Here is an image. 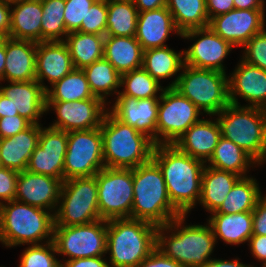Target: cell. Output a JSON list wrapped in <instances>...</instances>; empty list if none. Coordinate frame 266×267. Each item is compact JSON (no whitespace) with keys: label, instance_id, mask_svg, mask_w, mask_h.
<instances>
[{"label":"cell","instance_id":"cell-1","mask_svg":"<svg viewBox=\"0 0 266 267\" xmlns=\"http://www.w3.org/2000/svg\"><path fill=\"white\" fill-rule=\"evenodd\" d=\"M152 159L162 171L172 205L187 215L199 203L206 163L181 152L174 144H156Z\"/></svg>","mask_w":266,"mask_h":267},{"label":"cell","instance_id":"cell-2","mask_svg":"<svg viewBox=\"0 0 266 267\" xmlns=\"http://www.w3.org/2000/svg\"><path fill=\"white\" fill-rule=\"evenodd\" d=\"M186 217L157 226V249L184 267H200L212 259L217 241L209 224L184 226Z\"/></svg>","mask_w":266,"mask_h":267},{"label":"cell","instance_id":"cell-3","mask_svg":"<svg viewBox=\"0 0 266 267\" xmlns=\"http://www.w3.org/2000/svg\"><path fill=\"white\" fill-rule=\"evenodd\" d=\"M157 248V226L138 219L107 221V247L110 267H137Z\"/></svg>","mask_w":266,"mask_h":267},{"label":"cell","instance_id":"cell-4","mask_svg":"<svg viewBox=\"0 0 266 267\" xmlns=\"http://www.w3.org/2000/svg\"><path fill=\"white\" fill-rule=\"evenodd\" d=\"M132 178L134 189L132 219L163 226L182 215L172 205L162 171L152 158L133 168Z\"/></svg>","mask_w":266,"mask_h":267},{"label":"cell","instance_id":"cell-5","mask_svg":"<svg viewBox=\"0 0 266 267\" xmlns=\"http://www.w3.org/2000/svg\"><path fill=\"white\" fill-rule=\"evenodd\" d=\"M54 214L16 200L0 205V242L7 248L53 241Z\"/></svg>","mask_w":266,"mask_h":267},{"label":"cell","instance_id":"cell-6","mask_svg":"<svg viewBox=\"0 0 266 267\" xmlns=\"http://www.w3.org/2000/svg\"><path fill=\"white\" fill-rule=\"evenodd\" d=\"M100 129L105 167L133 169L152 158L154 142L134 127L118 120L109 110Z\"/></svg>","mask_w":266,"mask_h":267},{"label":"cell","instance_id":"cell-7","mask_svg":"<svg viewBox=\"0 0 266 267\" xmlns=\"http://www.w3.org/2000/svg\"><path fill=\"white\" fill-rule=\"evenodd\" d=\"M215 116L221 136L243 149L258 165L266 162V109L229 104Z\"/></svg>","mask_w":266,"mask_h":267},{"label":"cell","instance_id":"cell-8","mask_svg":"<svg viewBox=\"0 0 266 267\" xmlns=\"http://www.w3.org/2000/svg\"><path fill=\"white\" fill-rule=\"evenodd\" d=\"M174 88L210 117L230 104L228 76L224 72L184 64Z\"/></svg>","mask_w":266,"mask_h":267},{"label":"cell","instance_id":"cell-9","mask_svg":"<svg viewBox=\"0 0 266 267\" xmlns=\"http://www.w3.org/2000/svg\"><path fill=\"white\" fill-rule=\"evenodd\" d=\"M100 219L96 177L64 180L54 213V226L84 225Z\"/></svg>","mask_w":266,"mask_h":267},{"label":"cell","instance_id":"cell-10","mask_svg":"<svg viewBox=\"0 0 266 267\" xmlns=\"http://www.w3.org/2000/svg\"><path fill=\"white\" fill-rule=\"evenodd\" d=\"M98 207L102 220L132 218V169L104 167L96 175Z\"/></svg>","mask_w":266,"mask_h":267},{"label":"cell","instance_id":"cell-11","mask_svg":"<svg viewBox=\"0 0 266 267\" xmlns=\"http://www.w3.org/2000/svg\"><path fill=\"white\" fill-rule=\"evenodd\" d=\"M53 243L58 255L68 256L64 261L106 254L107 221L97 220L89 224L54 226Z\"/></svg>","mask_w":266,"mask_h":267},{"label":"cell","instance_id":"cell-12","mask_svg":"<svg viewBox=\"0 0 266 267\" xmlns=\"http://www.w3.org/2000/svg\"><path fill=\"white\" fill-rule=\"evenodd\" d=\"M203 113L174 87H165L158 102L156 144H175Z\"/></svg>","mask_w":266,"mask_h":267},{"label":"cell","instance_id":"cell-13","mask_svg":"<svg viewBox=\"0 0 266 267\" xmlns=\"http://www.w3.org/2000/svg\"><path fill=\"white\" fill-rule=\"evenodd\" d=\"M104 167L100 127L68 132L63 180L92 177Z\"/></svg>","mask_w":266,"mask_h":267},{"label":"cell","instance_id":"cell-14","mask_svg":"<svg viewBox=\"0 0 266 267\" xmlns=\"http://www.w3.org/2000/svg\"><path fill=\"white\" fill-rule=\"evenodd\" d=\"M180 37L196 39L188 50H184L185 65L226 73L223 61L234 48L230 42L223 40L209 26L185 31Z\"/></svg>","mask_w":266,"mask_h":267},{"label":"cell","instance_id":"cell-15","mask_svg":"<svg viewBox=\"0 0 266 267\" xmlns=\"http://www.w3.org/2000/svg\"><path fill=\"white\" fill-rule=\"evenodd\" d=\"M107 103L101 98H90L67 101H46V112L53 109L57 120L49 127L71 132L101 127L103 118L108 111Z\"/></svg>","mask_w":266,"mask_h":267},{"label":"cell","instance_id":"cell-16","mask_svg":"<svg viewBox=\"0 0 266 267\" xmlns=\"http://www.w3.org/2000/svg\"><path fill=\"white\" fill-rule=\"evenodd\" d=\"M68 133L52 127L41 126L38 145L33 151L27 169L32 173L63 179L64 159Z\"/></svg>","mask_w":266,"mask_h":267},{"label":"cell","instance_id":"cell-17","mask_svg":"<svg viewBox=\"0 0 266 267\" xmlns=\"http://www.w3.org/2000/svg\"><path fill=\"white\" fill-rule=\"evenodd\" d=\"M265 10L233 9L213 17L209 27L234 47H243L254 35L265 29Z\"/></svg>","mask_w":266,"mask_h":267},{"label":"cell","instance_id":"cell-18","mask_svg":"<svg viewBox=\"0 0 266 267\" xmlns=\"http://www.w3.org/2000/svg\"><path fill=\"white\" fill-rule=\"evenodd\" d=\"M228 76L230 104L241 106L238 96L249 107L266 109V71L240 59L235 70Z\"/></svg>","mask_w":266,"mask_h":267},{"label":"cell","instance_id":"cell-19","mask_svg":"<svg viewBox=\"0 0 266 267\" xmlns=\"http://www.w3.org/2000/svg\"><path fill=\"white\" fill-rule=\"evenodd\" d=\"M63 179L32 173L19 172L15 200L55 213Z\"/></svg>","mask_w":266,"mask_h":267},{"label":"cell","instance_id":"cell-20","mask_svg":"<svg viewBox=\"0 0 266 267\" xmlns=\"http://www.w3.org/2000/svg\"><path fill=\"white\" fill-rule=\"evenodd\" d=\"M160 97L136 99L117 96L112 108L108 109L118 120L145 134L156 145L158 102Z\"/></svg>","mask_w":266,"mask_h":267},{"label":"cell","instance_id":"cell-21","mask_svg":"<svg viewBox=\"0 0 266 267\" xmlns=\"http://www.w3.org/2000/svg\"><path fill=\"white\" fill-rule=\"evenodd\" d=\"M67 44L64 41L37 43L36 80L47 90L44 80L52 86L74 69Z\"/></svg>","mask_w":266,"mask_h":267},{"label":"cell","instance_id":"cell-22","mask_svg":"<svg viewBox=\"0 0 266 267\" xmlns=\"http://www.w3.org/2000/svg\"><path fill=\"white\" fill-rule=\"evenodd\" d=\"M1 86V93L11 99L15 111L32 124H39V119L46 113V90L37 80L9 81Z\"/></svg>","mask_w":266,"mask_h":267},{"label":"cell","instance_id":"cell-23","mask_svg":"<svg viewBox=\"0 0 266 267\" xmlns=\"http://www.w3.org/2000/svg\"><path fill=\"white\" fill-rule=\"evenodd\" d=\"M171 32L181 36L167 7L138 13L136 40L143 50L165 47Z\"/></svg>","mask_w":266,"mask_h":267},{"label":"cell","instance_id":"cell-24","mask_svg":"<svg viewBox=\"0 0 266 267\" xmlns=\"http://www.w3.org/2000/svg\"><path fill=\"white\" fill-rule=\"evenodd\" d=\"M210 119H200L190 126L174 145L181 152L206 163L212 156L221 137L217 118L214 121L212 118Z\"/></svg>","mask_w":266,"mask_h":267},{"label":"cell","instance_id":"cell-25","mask_svg":"<svg viewBox=\"0 0 266 267\" xmlns=\"http://www.w3.org/2000/svg\"><path fill=\"white\" fill-rule=\"evenodd\" d=\"M42 124H31L27 129L9 138L0 139L1 167L22 172L38 145Z\"/></svg>","mask_w":266,"mask_h":267},{"label":"cell","instance_id":"cell-26","mask_svg":"<svg viewBox=\"0 0 266 267\" xmlns=\"http://www.w3.org/2000/svg\"><path fill=\"white\" fill-rule=\"evenodd\" d=\"M37 43L6 37L3 81L36 80Z\"/></svg>","mask_w":266,"mask_h":267},{"label":"cell","instance_id":"cell-27","mask_svg":"<svg viewBox=\"0 0 266 267\" xmlns=\"http://www.w3.org/2000/svg\"><path fill=\"white\" fill-rule=\"evenodd\" d=\"M13 6L8 37L41 42L42 1L22 0Z\"/></svg>","mask_w":266,"mask_h":267},{"label":"cell","instance_id":"cell-28","mask_svg":"<svg viewBox=\"0 0 266 267\" xmlns=\"http://www.w3.org/2000/svg\"><path fill=\"white\" fill-rule=\"evenodd\" d=\"M208 223L217 240L221 239L230 245H240L249 242L253 235L252 212L237 214L210 213Z\"/></svg>","mask_w":266,"mask_h":267},{"label":"cell","instance_id":"cell-29","mask_svg":"<svg viewBox=\"0 0 266 267\" xmlns=\"http://www.w3.org/2000/svg\"><path fill=\"white\" fill-rule=\"evenodd\" d=\"M143 51L135 36H105L104 38L103 57L120 74L141 68Z\"/></svg>","mask_w":266,"mask_h":267},{"label":"cell","instance_id":"cell-30","mask_svg":"<svg viewBox=\"0 0 266 267\" xmlns=\"http://www.w3.org/2000/svg\"><path fill=\"white\" fill-rule=\"evenodd\" d=\"M241 176L205 165L202 172L201 197L199 203L205 211H216L228 196Z\"/></svg>","mask_w":266,"mask_h":267},{"label":"cell","instance_id":"cell-31","mask_svg":"<svg viewBox=\"0 0 266 267\" xmlns=\"http://www.w3.org/2000/svg\"><path fill=\"white\" fill-rule=\"evenodd\" d=\"M183 66L184 50L176 52L165 46L143 51L142 67L159 83L161 79L177 76L167 87H175Z\"/></svg>","mask_w":266,"mask_h":267},{"label":"cell","instance_id":"cell-32","mask_svg":"<svg viewBox=\"0 0 266 267\" xmlns=\"http://www.w3.org/2000/svg\"><path fill=\"white\" fill-rule=\"evenodd\" d=\"M207 166L247 176L248 169L258 163L234 142L221 136Z\"/></svg>","mask_w":266,"mask_h":267},{"label":"cell","instance_id":"cell-33","mask_svg":"<svg viewBox=\"0 0 266 267\" xmlns=\"http://www.w3.org/2000/svg\"><path fill=\"white\" fill-rule=\"evenodd\" d=\"M104 38L102 35L79 31L67 34L64 42L68 46L76 69H83L103 58Z\"/></svg>","mask_w":266,"mask_h":267},{"label":"cell","instance_id":"cell-34","mask_svg":"<svg viewBox=\"0 0 266 267\" xmlns=\"http://www.w3.org/2000/svg\"><path fill=\"white\" fill-rule=\"evenodd\" d=\"M261 194L256 178L251 176L241 177L228 193L222 205L212 213L237 214L252 212L263 197Z\"/></svg>","mask_w":266,"mask_h":267},{"label":"cell","instance_id":"cell-35","mask_svg":"<svg viewBox=\"0 0 266 267\" xmlns=\"http://www.w3.org/2000/svg\"><path fill=\"white\" fill-rule=\"evenodd\" d=\"M166 7L180 34L209 26L206 0H167Z\"/></svg>","mask_w":266,"mask_h":267},{"label":"cell","instance_id":"cell-36","mask_svg":"<svg viewBox=\"0 0 266 267\" xmlns=\"http://www.w3.org/2000/svg\"><path fill=\"white\" fill-rule=\"evenodd\" d=\"M82 70L94 96L101 98L107 103L108 98L106 97L119 94L120 91H117V88H121V74L104 57Z\"/></svg>","mask_w":266,"mask_h":267},{"label":"cell","instance_id":"cell-37","mask_svg":"<svg viewBox=\"0 0 266 267\" xmlns=\"http://www.w3.org/2000/svg\"><path fill=\"white\" fill-rule=\"evenodd\" d=\"M107 11L105 36L136 35L138 10L133 0H107Z\"/></svg>","mask_w":266,"mask_h":267},{"label":"cell","instance_id":"cell-38","mask_svg":"<svg viewBox=\"0 0 266 267\" xmlns=\"http://www.w3.org/2000/svg\"><path fill=\"white\" fill-rule=\"evenodd\" d=\"M99 98L93 95L88 80L82 69L74 68L60 81L55 82L46 90V101H67L85 100Z\"/></svg>","mask_w":266,"mask_h":267},{"label":"cell","instance_id":"cell-39","mask_svg":"<svg viewBox=\"0 0 266 267\" xmlns=\"http://www.w3.org/2000/svg\"><path fill=\"white\" fill-rule=\"evenodd\" d=\"M120 87L124 88L117 96H130L136 99L161 97L160 91L164 90V87L143 67L121 74Z\"/></svg>","mask_w":266,"mask_h":267},{"label":"cell","instance_id":"cell-40","mask_svg":"<svg viewBox=\"0 0 266 267\" xmlns=\"http://www.w3.org/2000/svg\"><path fill=\"white\" fill-rule=\"evenodd\" d=\"M41 42L65 41L69 33L65 27V0H41Z\"/></svg>","mask_w":266,"mask_h":267},{"label":"cell","instance_id":"cell-41","mask_svg":"<svg viewBox=\"0 0 266 267\" xmlns=\"http://www.w3.org/2000/svg\"><path fill=\"white\" fill-rule=\"evenodd\" d=\"M55 254L57 252L53 241L29 245L23 250L18 267H61V260Z\"/></svg>","mask_w":266,"mask_h":267},{"label":"cell","instance_id":"cell-42","mask_svg":"<svg viewBox=\"0 0 266 267\" xmlns=\"http://www.w3.org/2000/svg\"><path fill=\"white\" fill-rule=\"evenodd\" d=\"M107 0H96L85 17V22L77 30L82 33L106 35L107 30Z\"/></svg>","mask_w":266,"mask_h":267},{"label":"cell","instance_id":"cell-43","mask_svg":"<svg viewBox=\"0 0 266 267\" xmlns=\"http://www.w3.org/2000/svg\"><path fill=\"white\" fill-rule=\"evenodd\" d=\"M242 48L243 61L266 71V29L254 35Z\"/></svg>","mask_w":266,"mask_h":267},{"label":"cell","instance_id":"cell-44","mask_svg":"<svg viewBox=\"0 0 266 267\" xmlns=\"http://www.w3.org/2000/svg\"><path fill=\"white\" fill-rule=\"evenodd\" d=\"M96 0H65L64 20L68 32L77 31Z\"/></svg>","mask_w":266,"mask_h":267},{"label":"cell","instance_id":"cell-45","mask_svg":"<svg viewBox=\"0 0 266 267\" xmlns=\"http://www.w3.org/2000/svg\"><path fill=\"white\" fill-rule=\"evenodd\" d=\"M18 174L15 170L0 167V205L15 200Z\"/></svg>","mask_w":266,"mask_h":267},{"label":"cell","instance_id":"cell-46","mask_svg":"<svg viewBox=\"0 0 266 267\" xmlns=\"http://www.w3.org/2000/svg\"><path fill=\"white\" fill-rule=\"evenodd\" d=\"M32 123L20 115L0 118V139L9 138L27 129Z\"/></svg>","mask_w":266,"mask_h":267},{"label":"cell","instance_id":"cell-47","mask_svg":"<svg viewBox=\"0 0 266 267\" xmlns=\"http://www.w3.org/2000/svg\"><path fill=\"white\" fill-rule=\"evenodd\" d=\"M253 235L266 236V196L262 197L252 211Z\"/></svg>","mask_w":266,"mask_h":267},{"label":"cell","instance_id":"cell-48","mask_svg":"<svg viewBox=\"0 0 266 267\" xmlns=\"http://www.w3.org/2000/svg\"><path fill=\"white\" fill-rule=\"evenodd\" d=\"M137 267H184L179 262L166 257L157 248L145 258Z\"/></svg>","mask_w":266,"mask_h":267},{"label":"cell","instance_id":"cell-49","mask_svg":"<svg viewBox=\"0 0 266 267\" xmlns=\"http://www.w3.org/2000/svg\"><path fill=\"white\" fill-rule=\"evenodd\" d=\"M248 243L252 256L263 262L262 267H266V236L252 235Z\"/></svg>","mask_w":266,"mask_h":267},{"label":"cell","instance_id":"cell-50","mask_svg":"<svg viewBox=\"0 0 266 267\" xmlns=\"http://www.w3.org/2000/svg\"><path fill=\"white\" fill-rule=\"evenodd\" d=\"M209 21L218 15L228 13L234 9V0H206Z\"/></svg>","mask_w":266,"mask_h":267},{"label":"cell","instance_id":"cell-51","mask_svg":"<svg viewBox=\"0 0 266 267\" xmlns=\"http://www.w3.org/2000/svg\"><path fill=\"white\" fill-rule=\"evenodd\" d=\"M104 256L89 257L81 259H72L69 261L60 262L61 267H110Z\"/></svg>","mask_w":266,"mask_h":267},{"label":"cell","instance_id":"cell-52","mask_svg":"<svg viewBox=\"0 0 266 267\" xmlns=\"http://www.w3.org/2000/svg\"><path fill=\"white\" fill-rule=\"evenodd\" d=\"M11 6L0 1V34L5 38L9 35Z\"/></svg>","mask_w":266,"mask_h":267},{"label":"cell","instance_id":"cell-53","mask_svg":"<svg viewBox=\"0 0 266 267\" xmlns=\"http://www.w3.org/2000/svg\"><path fill=\"white\" fill-rule=\"evenodd\" d=\"M133 2L140 13L165 7L167 0H133Z\"/></svg>","mask_w":266,"mask_h":267},{"label":"cell","instance_id":"cell-54","mask_svg":"<svg viewBox=\"0 0 266 267\" xmlns=\"http://www.w3.org/2000/svg\"><path fill=\"white\" fill-rule=\"evenodd\" d=\"M200 267H252V265L243 264V262L239 261V258H233L232 260L212 258Z\"/></svg>","mask_w":266,"mask_h":267},{"label":"cell","instance_id":"cell-55","mask_svg":"<svg viewBox=\"0 0 266 267\" xmlns=\"http://www.w3.org/2000/svg\"><path fill=\"white\" fill-rule=\"evenodd\" d=\"M234 9L265 10L264 0H234Z\"/></svg>","mask_w":266,"mask_h":267},{"label":"cell","instance_id":"cell-56","mask_svg":"<svg viewBox=\"0 0 266 267\" xmlns=\"http://www.w3.org/2000/svg\"><path fill=\"white\" fill-rule=\"evenodd\" d=\"M19 115L11 99L0 92V118L5 116Z\"/></svg>","mask_w":266,"mask_h":267},{"label":"cell","instance_id":"cell-57","mask_svg":"<svg viewBox=\"0 0 266 267\" xmlns=\"http://www.w3.org/2000/svg\"><path fill=\"white\" fill-rule=\"evenodd\" d=\"M6 59V37L0 41V81H3Z\"/></svg>","mask_w":266,"mask_h":267},{"label":"cell","instance_id":"cell-58","mask_svg":"<svg viewBox=\"0 0 266 267\" xmlns=\"http://www.w3.org/2000/svg\"><path fill=\"white\" fill-rule=\"evenodd\" d=\"M0 1L3 2V3H5V4H8V5L12 6L14 4L19 3L22 0H0Z\"/></svg>","mask_w":266,"mask_h":267},{"label":"cell","instance_id":"cell-59","mask_svg":"<svg viewBox=\"0 0 266 267\" xmlns=\"http://www.w3.org/2000/svg\"><path fill=\"white\" fill-rule=\"evenodd\" d=\"M4 39V37L0 34V41H2Z\"/></svg>","mask_w":266,"mask_h":267}]
</instances>
